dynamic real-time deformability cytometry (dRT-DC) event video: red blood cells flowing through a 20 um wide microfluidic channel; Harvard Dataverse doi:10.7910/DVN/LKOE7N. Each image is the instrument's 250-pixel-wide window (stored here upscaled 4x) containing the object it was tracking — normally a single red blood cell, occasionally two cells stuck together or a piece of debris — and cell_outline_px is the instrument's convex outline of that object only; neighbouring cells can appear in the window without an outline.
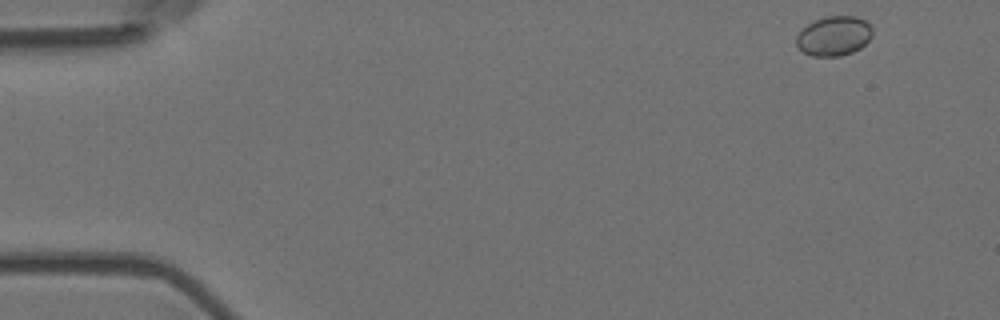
{"species": "Egyptian fruit bat (a non-hibernating species)", "species_latin": "Rousettus aegyptiacus", "temperature_condition": "room temperature", "stored_images_in_passage": 4, "camera_frame_rate_fps": 3000, "um_per_image_px": 0.085, "animal": {"sex": "female"}, "frame": {"image": 1, "passage_image": 1, "time_ms": 0.0, "image_size_px": [1000, 320], "cell_outline_px": [[872, 36], [860, 48], [852, 52], [840, 56], [812, 56], [804, 52], [796, 44], [796, 36], [808, 24], [824, 16], [856, 16], [864, 20], [872, 28]], "centroid_in_image_um": [70.89, 3.05], "position_along_channel_um": 14.1, "area_um2": 17.4}}